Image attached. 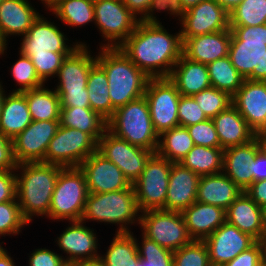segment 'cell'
Instances as JSON below:
<instances>
[{
	"mask_svg": "<svg viewBox=\"0 0 266 266\" xmlns=\"http://www.w3.org/2000/svg\"><path fill=\"white\" fill-rule=\"evenodd\" d=\"M181 31L173 35L160 24L140 21L119 46L149 78H169L182 55Z\"/></svg>",
	"mask_w": 266,
	"mask_h": 266,
	"instance_id": "6da1fadb",
	"label": "cell"
},
{
	"mask_svg": "<svg viewBox=\"0 0 266 266\" xmlns=\"http://www.w3.org/2000/svg\"><path fill=\"white\" fill-rule=\"evenodd\" d=\"M64 167L44 162L17 164L16 199L23 217L30 223L32 216H47L59 172Z\"/></svg>",
	"mask_w": 266,
	"mask_h": 266,
	"instance_id": "7a4b0ae2",
	"label": "cell"
},
{
	"mask_svg": "<svg viewBox=\"0 0 266 266\" xmlns=\"http://www.w3.org/2000/svg\"><path fill=\"white\" fill-rule=\"evenodd\" d=\"M100 49L96 63L107 75L112 107L116 110L143 97L150 78L119 47Z\"/></svg>",
	"mask_w": 266,
	"mask_h": 266,
	"instance_id": "3957f363",
	"label": "cell"
},
{
	"mask_svg": "<svg viewBox=\"0 0 266 266\" xmlns=\"http://www.w3.org/2000/svg\"><path fill=\"white\" fill-rule=\"evenodd\" d=\"M228 57L244 79L266 81V24L230 26Z\"/></svg>",
	"mask_w": 266,
	"mask_h": 266,
	"instance_id": "277c9868",
	"label": "cell"
},
{
	"mask_svg": "<svg viewBox=\"0 0 266 266\" xmlns=\"http://www.w3.org/2000/svg\"><path fill=\"white\" fill-rule=\"evenodd\" d=\"M139 210L133 185L127 189L89 193L81 221L86 220L120 225L117 233H130V224L140 223ZM138 213V214H137ZM127 225V226H126Z\"/></svg>",
	"mask_w": 266,
	"mask_h": 266,
	"instance_id": "5b68a950",
	"label": "cell"
},
{
	"mask_svg": "<svg viewBox=\"0 0 266 266\" xmlns=\"http://www.w3.org/2000/svg\"><path fill=\"white\" fill-rule=\"evenodd\" d=\"M107 129L131 145L156 153L159 135L154 129L145 96L115 110Z\"/></svg>",
	"mask_w": 266,
	"mask_h": 266,
	"instance_id": "8992f818",
	"label": "cell"
},
{
	"mask_svg": "<svg viewBox=\"0 0 266 266\" xmlns=\"http://www.w3.org/2000/svg\"><path fill=\"white\" fill-rule=\"evenodd\" d=\"M88 194L85 175L81 169L79 167L63 168L59 172L46 217L54 221L81 220Z\"/></svg>",
	"mask_w": 266,
	"mask_h": 266,
	"instance_id": "52a82bcc",
	"label": "cell"
},
{
	"mask_svg": "<svg viewBox=\"0 0 266 266\" xmlns=\"http://www.w3.org/2000/svg\"><path fill=\"white\" fill-rule=\"evenodd\" d=\"M142 234L172 252L190 244V237L182 212L163 209L142 212Z\"/></svg>",
	"mask_w": 266,
	"mask_h": 266,
	"instance_id": "ba28073f",
	"label": "cell"
},
{
	"mask_svg": "<svg viewBox=\"0 0 266 266\" xmlns=\"http://www.w3.org/2000/svg\"><path fill=\"white\" fill-rule=\"evenodd\" d=\"M172 162L153 153L139 178L132 184L139 210L163 209L165 206Z\"/></svg>",
	"mask_w": 266,
	"mask_h": 266,
	"instance_id": "9c48e42d",
	"label": "cell"
},
{
	"mask_svg": "<svg viewBox=\"0 0 266 266\" xmlns=\"http://www.w3.org/2000/svg\"><path fill=\"white\" fill-rule=\"evenodd\" d=\"M95 25L106 42L100 47H119L137 27V18L122 0H94ZM117 41V42H116Z\"/></svg>",
	"mask_w": 266,
	"mask_h": 266,
	"instance_id": "30bf717a",
	"label": "cell"
},
{
	"mask_svg": "<svg viewBox=\"0 0 266 266\" xmlns=\"http://www.w3.org/2000/svg\"><path fill=\"white\" fill-rule=\"evenodd\" d=\"M97 145L89 134L60 125L50 141L43 162L64 168L79 167L86 158L97 151Z\"/></svg>",
	"mask_w": 266,
	"mask_h": 266,
	"instance_id": "8fae6325",
	"label": "cell"
},
{
	"mask_svg": "<svg viewBox=\"0 0 266 266\" xmlns=\"http://www.w3.org/2000/svg\"><path fill=\"white\" fill-rule=\"evenodd\" d=\"M144 96L158 135L179 126L178 104L181 95L169 78H150Z\"/></svg>",
	"mask_w": 266,
	"mask_h": 266,
	"instance_id": "7c38bea8",
	"label": "cell"
},
{
	"mask_svg": "<svg viewBox=\"0 0 266 266\" xmlns=\"http://www.w3.org/2000/svg\"><path fill=\"white\" fill-rule=\"evenodd\" d=\"M97 151L113 162L132 185L143 172L146 162L154 153L138 146L131 145L111 133L108 129L98 141Z\"/></svg>",
	"mask_w": 266,
	"mask_h": 266,
	"instance_id": "4fadbf2b",
	"label": "cell"
},
{
	"mask_svg": "<svg viewBox=\"0 0 266 266\" xmlns=\"http://www.w3.org/2000/svg\"><path fill=\"white\" fill-rule=\"evenodd\" d=\"M60 121H33L13 141V154L17 164L43 162Z\"/></svg>",
	"mask_w": 266,
	"mask_h": 266,
	"instance_id": "5bb4252c",
	"label": "cell"
},
{
	"mask_svg": "<svg viewBox=\"0 0 266 266\" xmlns=\"http://www.w3.org/2000/svg\"><path fill=\"white\" fill-rule=\"evenodd\" d=\"M203 242L208 249L211 265L222 266L253 246L257 240L225 221Z\"/></svg>",
	"mask_w": 266,
	"mask_h": 266,
	"instance_id": "9a60e30c",
	"label": "cell"
},
{
	"mask_svg": "<svg viewBox=\"0 0 266 266\" xmlns=\"http://www.w3.org/2000/svg\"><path fill=\"white\" fill-rule=\"evenodd\" d=\"M54 22L48 21L42 15L33 22L26 35L23 36L20 50L23 55L29 58L33 54L51 52H73L82 42L66 44L68 40Z\"/></svg>",
	"mask_w": 266,
	"mask_h": 266,
	"instance_id": "2e32d148",
	"label": "cell"
},
{
	"mask_svg": "<svg viewBox=\"0 0 266 266\" xmlns=\"http://www.w3.org/2000/svg\"><path fill=\"white\" fill-rule=\"evenodd\" d=\"M181 38H191L230 29L229 14L216 0H204L186 10L180 21Z\"/></svg>",
	"mask_w": 266,
	"mask_h": 266,
	"instance_id": "e0dca14e",
	"label": "cell"
},
{
	"mask_svg": "<svg viewBox=\"0 0 266 266\" xmlns=\"http://www.w3.org/2000/svg\"><path fill=\"white\" fill-rule=\"evenodd\" d=\"M79 168L85 175L89 193H107L131 186L123 172L98 151L86 158Z\"/></svg>",
	"mask_w": 266,
	"mask_h": 266,
	"instance_id": "ac0fdd59",
	"label": "cell"
},
{
	"mask_svg": "<svg viewBox=\"0 0 266 266\" xmlns=\"http://www.w3.org/2000/svg\"><path fill=\"white\" fill-rule=\"evenodd\" d=\"M70 222V226L66 227L56 240L59 248L69 254L65 257L66 263L71 265L99 260L98 240L94 230L86 227L81 220Z\"/></svg>",
	"mask_w": 266,
	"mask_h": 266,
	"instance_id": "d6986e66",
	"label": "cell"
},
{
	"mask_svg": "<svg viewBox=\"0 0 266 266\" xmlns=\"http://www.w3.org/2000/svg\"><path fill=\"white\" fill-rule=\"evenodd\" d=\"M232 104L256 134L266 126V81L244 79Z\"/></svg>",
	"mask_w": 266,
	"mask_h": 266,
	"instance_id": "ffe728a7",
	"label": "cell"
},
{
	"mask_svg": "<svg viewBox=\"0 0 266 266\" xmlns=\"http://www.w3.org/2000/svg\"><path fill=\"white\" fill-rule=\"evenodd\" d=\"M200 177L180 163L172 162L164 210L183 212L192 205L197 198Z\"/></svg>",
	"mask_w": 266,
	"mask_h": 266,
	"instance_id": "44dd1931",
	"label": "cell"
},
{
	"mask_svg": "<svg viewBox=\"0 0 266 266\" xmlns=\"http://www.w3.org/2000/svg\"><path fill=\"white\" fill-rule=\"evenodd\" d=\"M261 148L262 144L256 136L246 144L227 148L223 152V173L242 191H245L253 183L250 163Z\"/></svg>",
	"mask_w": 266,
	"mask_h": 266,
	"instance_id": "7402d4cb",
	"label": "cell"
},
{
	"mask_svg": "<svg viewBox=\"0 0 266 266\" xmlns=\"http://www.w3.org/2000/svg\"><path fill=\"white\" fill-rule=\"evenodd\" d=\"M231 37V29H228L191 38H182V54L192 61L207 65L228 56Z\"/></svg>",
	"mask_w": 266,
	"mask_h": 266,
	"instance_id": "603a6c76",
	"label": "cell"
},
{
	"mask_svg": "<svg viewBox=\"0 0 266 266\" xmlns=\"http://www.w3.org/2000/svg\"><path fill=\"white\" fill-rule=\"evenodd\" d=\"M85 43L80 44L64 61L56 77L60 82L56 91H76L86 89L89 72L96 64V57Z\"/></svg>",
	"mask_w": 266,
	"mask_h": 266,
	"instance_id": "cb8c5ba5",
	"label": "cell"
},
{
	"mask_svg": "<svg viewBox=\"0 0 266 266\" xmlns=\"http://www.w3.org/2000/svg\"><path fill=\"white\" fill-rule=\"evenodd\" d=\"M225 215L226 222L236 226L241 232L251 235L257 241L266 239L261 207L244 191L225 210Z\"/></svg>",
	"mask_w": 266,
	"mask_h": 266,
	"instance_id": "d4e9b609",
	"label": "cell"
},
{
	"mask_svg": "<svg viewBox=\"0 0 266 266\" xmlns=\"http://www.w3.org/2000/svg\"><path fill=\"white\" fill-rule=\"evenodd\" d=\"M182 214L190 237L197 241L209 237L226 221L223 208L198 201L187 207Z\"/></svg>",
	"mask_w": 266,
	"mask_h": 266,
	"instance_id": "484cf974",
	"label": "cell"
},
{
	"mask_svg": "<svg viewBox=\"0 0 266 266\" xmlns=\"http://www.w3.org/2000/svg\"><path fill=\"white\" fill-rule=\"evenodd\" d=\"M39 15L28 0H3L0 4L1 36L7 43V36L23 37Z\"/></svg>",
	"mask_w": 266,
	"mask_h": 266,
	"instance_id": "4316f807",
	"label": "cell"
},
{
	"mask_svg": "<svg viewBox=\"0 0 266 266\" xmlns=\"http://www.w3.org/2000/svg\"><path fill=\"white\" fill-rule=\"evenodd\" d=\"M212 120L220 140V148L224 150L246 144L256 137L233 104Z\"/></svg>",
	"mask_w": 266,
	"mask_h": 266,
	"instance_id": "83f0119b",
	"label": "cell"
},
{
	"mask_svg": "<svg viewBox=\"0 0 266 266\" xmlns=\"http://www.w3.org/2000/svg\"><path fill=\"white\" fill-rule=\"evenodd\" d=\"M242 190L223 172L200 177L196 201L226 210Z\"/></svg>",
	"mask_w": 266,
	"mask_h": 266,
	"instance_id": "f1b7e54d",
	"label": "cell"
},
{
	"mask_svg": "<svg viewBox=\"0 0 266 266\" xmlns=\"http://www.w3.org/2000/svg\"><path fill=\"white\" fill-rule=\"evenodd\" d=\"M169 79L176 85L181 96H193L211 87L207 65L192 61L183 54Z\"/></svg>",
	"mask_w": 266,
	"mask_h": 266,
	"instance_id": "f546056e",
	"label": "cell"
},
{
	"mask_svg": "<svg viewBox=\"0 0 266 266\" xmlns=\"http://www.w3.org/2000/svg\"><path fill=\"white\" fill-rule=\"evenodd\" d=\"M31 122L32 117L25 96L20 92L5 95L0 115V133L13 140Z\"/></svg>",
	"mask_w": 266,
	"mask_h": 266,
	"instance_id": "4dcf8cb0",
	"label": "cell"
},
{
	"mask_svg": "<svg viewBox=\"0 0 266 266\" xmlns=\"http://www.w3.org/2000/svg\"><path fill=\"white\" fill-rule=\"evenodd\" d=\"M107 120L91 108H60V125L89 134L97 143L107 130Z\"/></svg>",
	"mask_w": 266,
	"mask_h": 266,
	"instance_id": "1f68e13d",
	"label": "cell"
},
{
	"mask_svg": "<svg viewBox=\"0 0 266 266\" xmlns=\"http://www.w3.org/2000/svg\"><path fill=\"white\" fill-rule=\"evenodd\" d=\"M33 121H60V97L44 85L21 92Z\"/></svg>",
	"mask_w": 266,
	"mask_h": 266,
	"instance_id": "d6a6232c",
	"label": "cell"
},
{
	"mask_svg": "<svg viewBox=\"0 0 266 266\" xmlns=\"http://www.w3.org/2000/svg\"><path fill=\"white\" fill-rule=\"evenodd\" d=\"M132 233L116 232L107 252L99 257L103 266H139L141 260Z\"/></svg>",
	"mask_w": 266,
	"mask_h": 266,
	"instance_id": "836d02e7",
	"label": "cell"
},
{
	"mask_svg": "<svg viewBox=\"0 0 266 266\" xmlns=\"http://www.w3.org/2000/svg\"><path fill=\"white\" fill-rule=\"evenodd\" d=\"M223 148L195 145L179 162L200 176L223 172Z\"/></svg>",
	"mask_w": 266,
	"mask_h": 266,
	"instance_id": "e575fe53",
	"label": "cell"
},
{
	"mask_svg": "<svg viewBox=\"0 0 266 266\" xmlns=\"http://www.w3.org/2000/svg\"><path fill=\"white\" fill-rule=\"evenodd\" d=\"M86 89L90 108L108 121L113 116L115 109L112 107L109 97L107 75L97 63L89 72Z\"/></svg>",
	"mask_w": 266,
	"mask_h": 266,
	"instance_id": "d590c367",
	"label": "cell"
},
{
	"mask_svg": "<svg viewBox=\"0 0 266 266\" xmlns=\"http://www.w3.org/2000/svg\"><path fill=\"white\" fill-rule=\"evenodd\" d=\"M194 146L188 129L177 126L159 135L156 153L173 163H179Z\"/></svg>",
	"mask_w": 266,
	"mask_h": 266,
	"instance_id": "8d00e7d4",
	"label": "cell"
},
{
	"mask_svg": "<svg viewBox=\"0 0 266 266\" xmlns=\"http://www.w3.org/2000/svg\"><path fill=\"white\" fill-rule=\"evenodd\" d=\"M207 68L211 86L228 93L231 97L242 86L244 78L232 65L228 56L207 64Z\"/></svg>",
	"mask_w": 266,
	"mask_h": 266,
	"instance_id": "74e56055",
	"label": "cell"
},
{
	"mask_svg": "<svg viewBox=\"0 0 266 266\" xmlns=\"http://www.w3.org/2000/svg\"><path fill=\"white\" fill-rule=\"evenodd\" d=\"M50 11L67 26L81 27L95 21L94 0H60Z\"/></svg>",
	"mask_w": 266,
	"mask_h": 266,
	"instance_id": "f35d334b",
	"label": "cell"
},
{
	"mask_svg": "<svg viewBox=\"0 0 266 266\" xmlns=\"http://www.w3.org/2000/svg\"><path fill=\"white\" fill-rule=\"evenodd\" d=\"M266 24V0H243L229 13V26Z\"/></svg>",
	"mask_w": 266,
	"mask_h": 266,
	"instance_id": "ab89813d",
	"label": "cell"
},
{
	"mask_svg": "<svg viewBox=\"0 0 266 266\" xmlns=\"http://www.w3.org/2000/svg\"><path fill=\"white\" fill-rule=\"evenodd\" d=\"M208 119H213L220 112L232 105V97L224 92L209 87L192 96Z\"/></svg>",
	"mask_w": 266,
	"mask_h": 266,
	"instance_id": "60d3db41",
	"label": "cell"
},
{
	"mask_svg": "<svg viewBox=\"0 0 266 266\" xmlns=\"http://www.w3.org/2000/svg\"><path fill=\"white\" fill-rule=\"evenodd\" d=\"M19 53L20 57L15 63H13L10 72L20 87L12 92L21 93L44 85L45 83L37 75L30 58L23 55L21 52Z\"/></svg>",
	"mask_w": 266,
	"mask_h": 266,
	"instance_id": "b9f144b4",
	"label": "cell"
},
{
	"mask_svg": "<svg viewBox=\"0 0 266 266\" xmlns=\"http://www.w3.org/2000/svg\"><path fill=\"white\" fill-rule=\"evenodd\" d=\"M173 266H212L205 243L193 240L174 251Z\"/></svg>",
	"mask_w": 266,
	"mask_h": 266,
	"instance_id": "7bdbcfd3",
	"label": "cell"
},
{
	"mask_svg": "<svg viewBox=\"0 0 266 266\" xmlns=\"http://www.w3.org/2000/svg\"><path fill=\"white\" fill-rule=\"evenodd\" d=\"M136 239L140 260L145 266H173V252L158 245L142 234V242Z\"/></svg>",
	"mask_w": 266,
	"mask_h": 266,
	"instance_id": "ee69618b",
	"label": "cell"
},
{
	"mask_svg": "<svg viewBox=\"0 0 266 266\" xmlns=\"http://www.w3.org/2000/svg\"><path fill=\"white\" fill-rule=\"evenodd\" d=\"M28 223L17 199L0 203V236L19 234Z\"/></svg>",
	"mask_w": 266,
	"mask_h": 266,
	"instance_id": "f6af8a7d",
	"label": "cell"
},
{
	"mask_svg": "<svg viewBox=\"0 0 266 266\" xmlns=\"http://www.w3.org/2000/svg\"><path fill=\"white\" fill-rule=\"evenodd\" d=\"M72 52H51L33 54L30 57L39 78L45 83L48 78L57 75L64 59Z\"/></svg>",
	"mask_w": 266,
	"mask_h": 266,
	"instance_id": "bcb514c9",
	"label": "cell"
},
{
	"mask_svg": "<svg viewBox=\"0 0 266 266\" xmlns=\"http://www.w3.org/2000/svg\"><path fill=\"white\" fill-rule=\"evenodd\" d=\"M195 145L220 148V140L212 119L186 127Z\"/></svg>",
	"mask_w": 266,
	"mask_h": 266,
	"instance_id": "7dc6e473",
	"label": "cell"
},
{
	"mask_svg": "<svg viewBox=\"0 0 266 266\" xmlns=\"http://www.w3.org/2000/svg\"><path fill=\"white\" fill-rule=\"evenodd\" d=\"M179 126L188 127L207 120L192 96H181L178 104Z\"/></svg>",
	"mask_w": 266,
	"mask_h": 266,
	"instance_id": "c3c4849f",
	"label": "cell"
},
{
	"mask_svg": "<svg viewBox=\"0 0 266 266\" xmlns=\"http://www.w3.org/2000/svg\"><path fill=\"white\" fill-rule=\"evenodd\" d=\"M154 10L170 11L168 13L174 15V17L180 16L179 19H177L179 21L184 18L186 13L181 0H151L146 14L142 18H140V21L146 22L148 24H160L156 16H154Z\"/></svg>",
	"mask_w": 266,
	"mask_h": 266,
	"instance_id": "681fc988",
	"label": "cell"
},
{
	"mask_svg": "<svg viewBox=\"0 0 266 266\" xmlns=\"http://www.w3.org/2000/svg\"><path fill=\"white\" fill-rule=\"evenodd\" d=\"M222 266H263V241H257L253 246Z\"/></svg>",
	"mask_w": 266,
	"mask_h": 266,
	"instance_id": "f907efd6",
	"label": "cell"
},
{
	"mask_svg": "<svg viewBox=\"0 0 266 266\" xmlns=\"http://www.w3.org/2000/svg\"><path fill=\"white\" fill-rule=\"evenodd\" d=\"M28 261L29 266H68L64 256L46 248L35 249Z\"/></svg>",
	"mask_w": 266,
	"mask_h": 266,
	"instance_id": "816d5d0a",
	"label": "cell"
},
{
	"mask_svg": "<svg viewBox=\"0 0 266 266\" xmlns=\"http://www.w3.org/2000/svg\"><path fill=\"white\" fill-rule=\"evenodd\" d=\"M56 92L60 97V108H90L87 89Z\"/></svg>",
	"mask_w": 266,
	"mask_h": 266,
	"instance_id": "f5cc1de1",
	"label": "cell"
},
{
	"mask_svg": "<svg viewBox=\"0 0 266 266\" xmlns=\"http://www.w3.org/2000/svg\"><path fill=\"white\" fill-rule=\"evenodd\" d=\"M12 139L0 133V171H16Z\"/></svg>",
	"mask_w": 266,
	"mask_h": 266,
	"instance_id": "db71d44e",
	"label": "cell"
},
{
	"mask_svg": "<svg viewBox=\"0 0 266 266\" xmlns=\"http://www.w3.org/2000/svg\"><path fill=\"white\" fill-rule=\"evenodd\" d=\"M16 171H0V203L16 199Z\"/></svg>",
	"mask_w": 266,
	"mask_h": 266,
	"instance_id": "11a10c76",
	"label": "cell"
},
{
	"mask_svg": "<svg viewBox=\"0 0 266 266\" xmlns=\"http://www.w3.org/2000/svg\"><path fill=\"white\" fill-rule=\"evenodd\" d=\"M253 172V183L266 179V151L261 148L250 163Z\"/></svg>",
	"mask_w": 266,
	"mask_h": 266,
	"instance_id": "9f6ffc18",
	"label": "cell"
},
{
	"mask_svg": "<svg viewBox=\"0 0 266 266\" xmlns=\"http://www.w3.org/2000/svg\"><path fill=\"white\" fill-rule=\"evenodd\" d=\"M260 207L266 204V179L252 183L244 191Z\"/></svg>",
	"mask_w": 266,
	"mask_h": 266,
	"instance_id": "6f0895ef",
	"label": "cell"
},
{
	"mask_svg": "<svg viewBox=\"0 0 266 266\" xmlns=\"http://www.w3.org/2000/svg\"><path fill=\"white\" fill-rule=\"evenodd\" d=\"M123 4L137 17L142 18L151 3V0H122Z\"/></svg>",
	"mask_w": 266,
	"mask_h": 266,
	"instance_id": "680465c9",
	"label": "cell"
},
{
	"mask_svg": "<svg viewBox=\"0 0 266 266\" xmlns=\"http://www.w3.org/2000/svg\"><path fill=\"white\" fill-rule=\"evenodd\" d=\"M220 6L229 14L234 10L243 0H216Z\"/></svg>",
	"mask_w": 266,
	"mask_h": 266,
	"instance_id": "91938a15",
	"label": "cell"
},
{
	"mask_svg": "<svg viewBox=\"0 0 266 266\" xmlns=\"http://www.w3.org/2000/svg\"><path fill=\"white\" fill-rule=\"evenodd\" d=\"M14 260L8 254L7 250L4 248L0 252V266H15Z\"/></svg>",
	"mask_w": 266,
	"mask_h": 266,
	"instance_id": "94428289",
	"label": "cell"
},
{
	"mask_svg": "<svg viewBox=\"0 0 266 266\" xmlns=\"http://www.w3.org/2000/svg\"><path fill=\"white\" fill-rule=\"evenodd\" d=\"M68 266H103L99 260L87 261V262H77Z\"/></svg>",
	"mask_w": 266,
	"mask_h": 266,
	"instance_id": "6125c7cd",
	"label": "cell"
},
{
	"mask_svg": "<svg viewBox=\"0 0 266 266\" xmlns=\"http://www.w3.org/2000/svg\"><path fill=\"white\" fill-rule=\"evenodd\" d=\"M201 1H204V0H181L182 5L185 8V10H188V9H190L193 6H196Z\"/></svg>",
	"mask_w": 266,
	"mask_h": 266,
	"instance_id": "be15d7a7",
	"label": "cell"
},
{
	"mask_svg": "<svg viewBox=\"0 0 266 266\" xmlns=\"http://www.w3.org/2000/svg\"><path fill=\"white\" fill-rule=\"evenodd\" d=\"M43 4L51 10L60 0H41Z\"/></svg>",
	"mask_w": 266,
	"mask_h": 266,
	"instance_id": "e7e4bbea",
	"label": "cell"
},
{
	"mask_svg": "<svg viewBox=\"0 0 266 266\" xmlns=\"http://www.w3.org/2000/svg\"><path fill=\"white\" fill-rule=\"evenodd\" d=\"M7 42L3 39L0 33V55H4L5 50L7 49Z\"/></svg>",
	"mask_w": 266,
	"mask_h": 266,
	"instance_id": "03108f58",
	"label": "cell"
},
{
	"mask_svg": "<svg viewBox=\"0 0 266 266\" xmlns=\"http://www.w3.org/2000/svg\"><path fill=\"white\" fill-rule=\"evenodd\" d=\"M2 82H0V115H1V108H2V104H3V100L5 98V90L2 88L3 85L1 84Z\"/></svg>",
	"mask_w": 266,
	"mask_h": 266,
	"instance_id": "003e7915",
	"label": "cell"
},
{
	"mask_svg": "<svg viewBox=\"0 0 266 266\" xmlns=\"http://www.w3.org/2000/svg\"><path fill=\"white\" fill-rule=\"evenodd\" d=\"M260 142H266V126L260 131V133L257 135Z\"/></svg>",
	"mask_w": 266,
	"mask_h": 266,
	"instance_id": "a7ac6f4b",
	"label": "cell"
},
{
	"mask_svg": "<svg viewBox=\"0 0 266 266\" xmlns=\"http://www.w3.org/2000/svg\"><path fill=\"white\" fill-rule=\"evenodd\" d=\"M261 211H262V221L264 225V230L266 232V204L261 207Z\"/></svg>",
	"mask_w": 266,
	"mask_h": 266,
	"instance_id": "89a4df30",
	"label": "cell"
},
{
	"mask_svg": "<svg viewBox=\"0 0 266 266\" xmlns=\"http://www.w3.org/2000/svg\"><path fill=\"white\" fill-rule=\"evenodd\" d=\"M263 266H266V239L263 241Z\"/></svg>",
	"mask_w": 266,
	"mask_h": 266,
	"instance_id": "2644e50d",
	"label": "cell"
},
{
	"mask_svg": "<svg viewBox=\"0 0 266 266\" xmlns=\"http://www.w3.org/2000/svg\"><path fill=\"white\" fill-rule=\"evenodd\" d=\"M262 148L266 151V142H261Z\"/></svg>",
	"mask_w": 266,
	"mask_h": 266,
	"instance_id": "8c879c8a",
	"label": "cell"
},
{
	"mask_svg": "<svg viewBox=\"0 0 266 266\" xmlns=\"http://www.w3.org/2000/svg\"><path fill=\"white\" fill-rule=\"evenodd\" d=\"M139 266H145V262H143V261H140V264H139Z\"/></svg>",
	"mask_w": 266,
	"mask_h": 266,
	"instance_id": "753ad0ef",
	"label": "cell"
},
{
	"mask_svg": "<svg viewBox=\"0 0 266 266\" xmlns=\"http://www.w3.org/2000/svg\"><path fill=\"white\" fill-rule=\"evenodd\" d=\"M2 243H3V242L0 243V252L4 249V248L2 247V245H1Z\"/></svg>",
	"mask_w": 266,
	"mask_h": 266,
	"instance_id": "34e18365",
	"label": "cell"
}]
</instances>
